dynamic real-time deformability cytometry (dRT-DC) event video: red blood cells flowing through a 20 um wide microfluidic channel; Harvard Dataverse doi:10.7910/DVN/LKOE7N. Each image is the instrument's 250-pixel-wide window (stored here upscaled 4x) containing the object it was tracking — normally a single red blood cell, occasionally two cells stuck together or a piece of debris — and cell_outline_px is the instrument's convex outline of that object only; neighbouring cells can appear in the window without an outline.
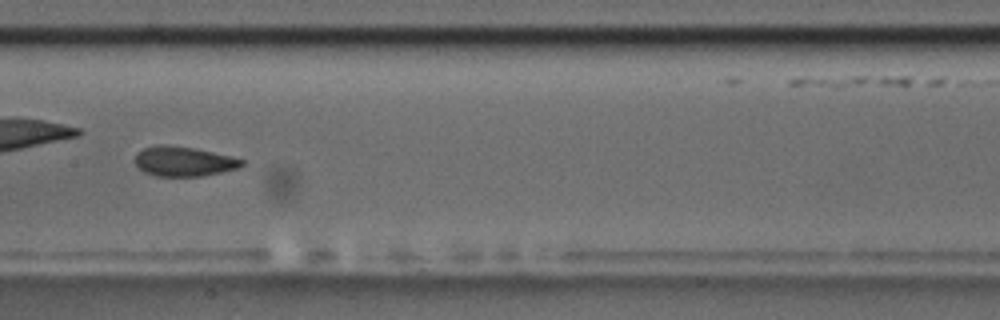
{"species": "common noctule bat (a hibernating species)", "species_latin": "Nyctalus noctula", "temperature_condition": "room temperature", "stored_images_in_passage": 10, "camera_frame_rate_fps": 3000, "um_per_image_px": 0.085, "animal": {"sex": "male", "body_mass_g": 17.5, "forearm_length_mm": 52.3}, "frame": {"image": 1, "passage_image": 7, "time_ms": 7.0, "image_size_px": [1000, 320], "cell_outline_px": [[244, 164], [240, 168], [200, 176], [156, 176], [144, 172], [136, 164], [136, 152], [144, 148], [160, 144], [192, 148], [212, 152], [244, 160]], "centroid_in_image_um": [15.6, 13.72], "position_along_channel_um": 191.8, "area_um2": 18.21}}
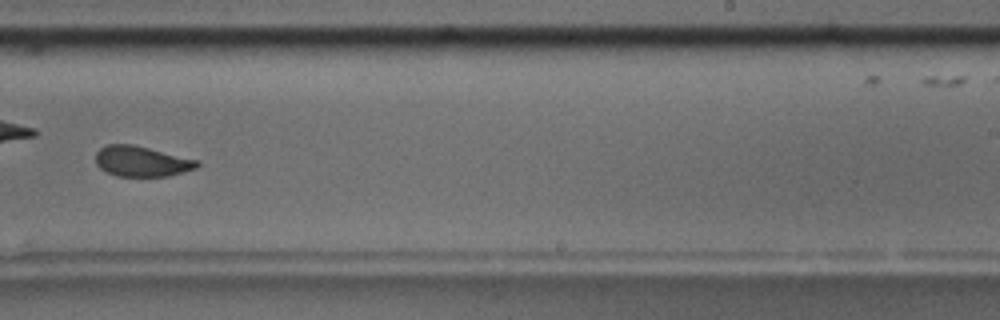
{"frame": {"image": 2, "passage_image": 9, "time_ms": 9.333, "image_size_px": [1000, 320], "cell_outline_px": [[200, 164], [196, 168], [168, 176], [116, 176], [100, 168], [96, 164], [96, 152], [104, 144], [132, 144], [200, 160]], "centroid_in_image_um": [12.04, 13.7], "position_along_channel_um": 277.0, "area_um2": 18.03}}